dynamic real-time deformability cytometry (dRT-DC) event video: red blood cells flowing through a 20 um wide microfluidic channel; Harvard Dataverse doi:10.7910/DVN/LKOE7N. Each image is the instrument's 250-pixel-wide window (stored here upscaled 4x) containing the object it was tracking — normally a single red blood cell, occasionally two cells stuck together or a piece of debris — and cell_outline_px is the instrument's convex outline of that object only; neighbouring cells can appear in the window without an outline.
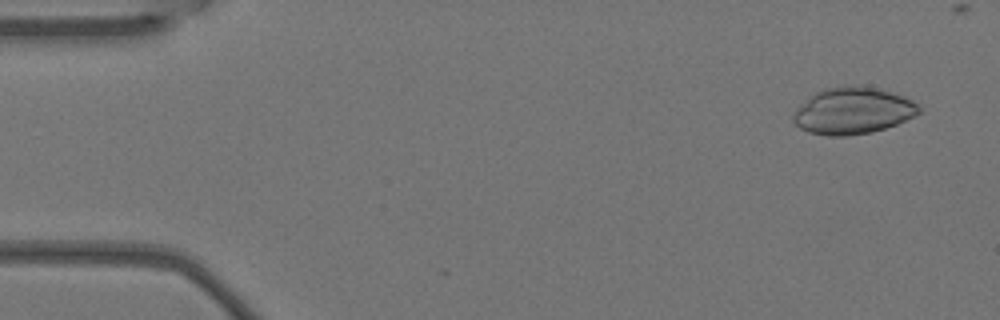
{"species": "Egyptian fruit bat (a non-hibernating species)", "species_latin": "Rousettus aegyptiacus", "temperature_condition": "warm", "stored_images_in_passage": 5, "camera_frame_rate_fps": 3000, "um_per_image_px": 0.085, "animal": {"sex": "female"}, "frame": {"image": 1, "passage_image": 1, "time_ms": 0.0, "image_size_px": [1000, 320], "cell_outline_px": [[920, 112], [916, 116], [896, 124], [872, 132], [848, 136], [828, 136], [808, 132], [800, 128], [792, 120], [792, 112], [804, 100], [816, 92], [824, 88], [876, 88], [904, 96], [912, 100], [920, 108]], "centroid_in_image_um": [72.46, 9.46], "position_along_channel_um": 12.5, "area_um2": 33.7}}